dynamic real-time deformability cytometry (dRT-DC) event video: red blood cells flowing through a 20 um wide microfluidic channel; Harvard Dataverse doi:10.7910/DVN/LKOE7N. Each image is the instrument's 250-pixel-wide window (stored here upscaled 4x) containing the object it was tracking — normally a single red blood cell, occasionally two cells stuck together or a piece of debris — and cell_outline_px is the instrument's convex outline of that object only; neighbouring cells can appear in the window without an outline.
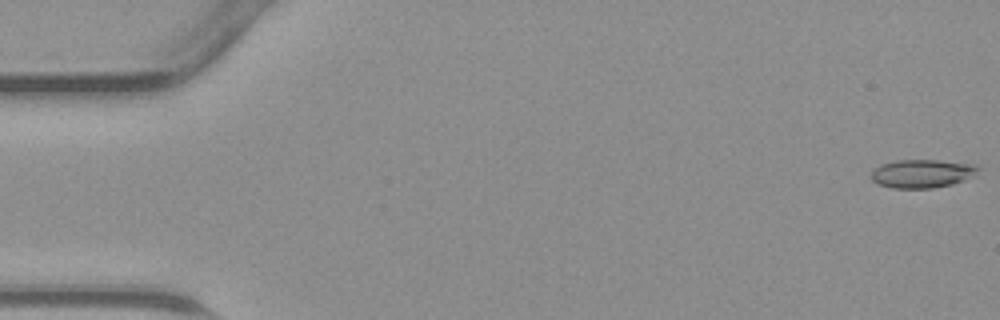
{"species": "common noctule bat (a hibernating species)", "species_latin": "Nyctalus noctula", "temperature_condition": "warm", "stored_images_in_passage": 44, "camera_frame_rate_fps": 3000, "um_per_image_px": 0.085, "animal": {"sex": "male", "body_mass_g": 23.1, "forearm_length_mm": 52.7}, "frame": {"image": 1, "passage_image": 1, "time_ms": 0.0, "image_size_px": [1000, 320], "cell_outline_px": [[980, 168], [964, 180], [952, 184], [932, 188], [892, 188], [876, 184], [872, 180], [872, 172], [880, 164], [896, 160], [940, 160], [976, 164]], "centroid_in_image_um": [78.35, 14.75], "position_along_channel_um": 6.7, "area_um2": 17.63}}
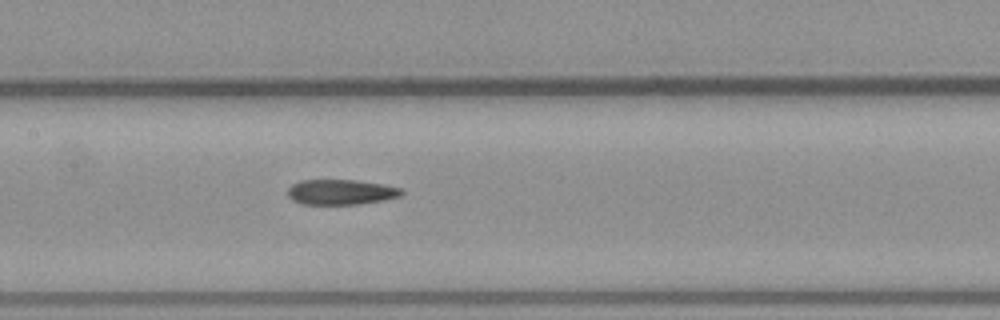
{"frame": {"image": 2, "passage_image": 22, "time_ms": 7.0, "image_size_px": [1000, 320], "cell_outline_px": [[404, 196], [384, 200], [360, 204], [300, 204], [292, 200], [288, 196], [288, 188], [292, 184], [300, 180], [356, 180], [384, 184], [400, 188], [404, 192]], "centroid_in_image_um": [29.0, 16.33], "position_along_channel_um": 178.4, "area_um2": 16.94}}
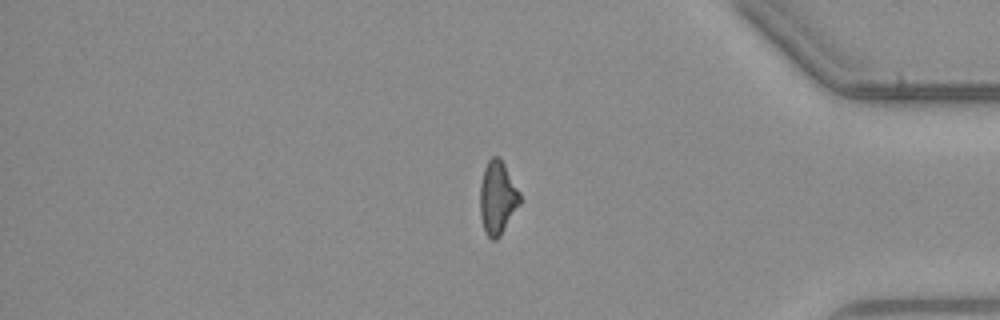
{"frame": {"image": 3, "passage_image": 38, "time_ms": 12.333, "image_size_px": [1000, 320], "cell_outline_px": [[520, 204], [500, 236], [496, 240], [492, 240], [484, 232], [480, 216], [480, 184], [484, 168], [488, 160], [492, 156], [500, 156], [520, 192]], "centroid_in_image_um": [42.28, 16.8], "position_along_channel_um": 392.9, "area_um2": 17.17}}